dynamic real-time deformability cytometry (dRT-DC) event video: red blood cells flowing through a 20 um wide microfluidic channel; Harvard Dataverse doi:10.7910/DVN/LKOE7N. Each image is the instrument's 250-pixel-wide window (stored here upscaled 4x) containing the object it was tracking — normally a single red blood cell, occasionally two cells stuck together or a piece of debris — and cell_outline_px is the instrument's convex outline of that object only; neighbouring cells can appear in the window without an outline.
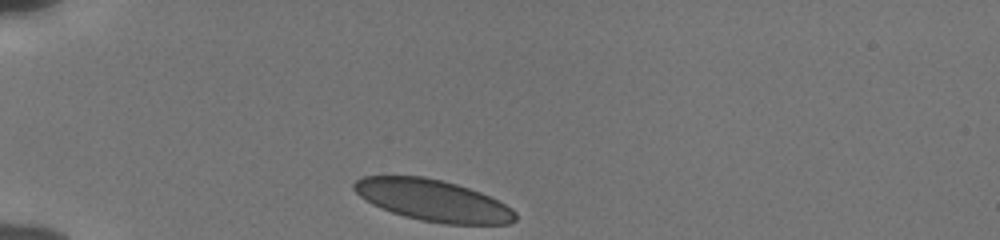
{"species": "human", "species_latin": "Homo sapiens", "temperature_condition": "cold", "stored_images_in_passage": 32, "camera_frame_rate_fps": 3000, "um_per_image_px": 0.085, "donor": {"sex": "male"}, "frame": {"image": 1, "passage_image": 1, "time_ms": 0.0, "image_size_px": [1000, 240], "cell_outline_px": [[516, 220], [508, 224], [444, 224], [420, 220], [404, 216], [380, 208], [372, 204], [360, 196], [352, 188], [352, 184], [356, 180], [364, 176], [424, 176], [444, 180], [480, 192], [512, 208], [516, 212]], "centroid_in_image_um": [36.79, 17.03], "position_along_channel_um": 48.2, "area_um2": 38.96}}
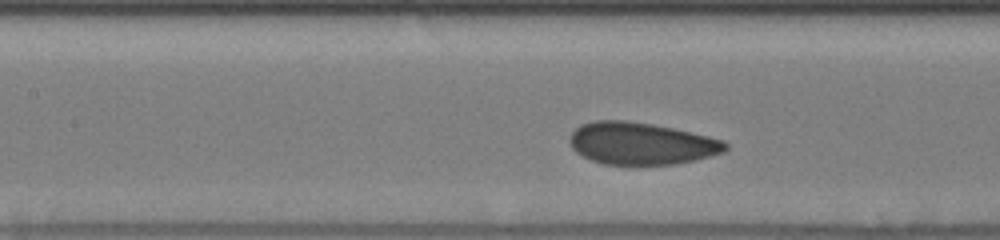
{"frame": {"image": 2, "passage_image": 12, "time_ms": 3.667, "image_size_px": [1000, 240], "cell_outline_px": [[728, 148], [724, 152], [676, 164], [636, 168], [604, 164], [592, 160], [576, 152], [572, 148], [568, 140], [568, 136], [580, 124], [596, 120], [624, 120], [652, 124], [672, 128], [708, 136], [724, 140], [728, 144]], "centroid_in_image_um": [54.47, 12.23], "position_along_channel_um": 152.9, "area_um2": 39.13}}
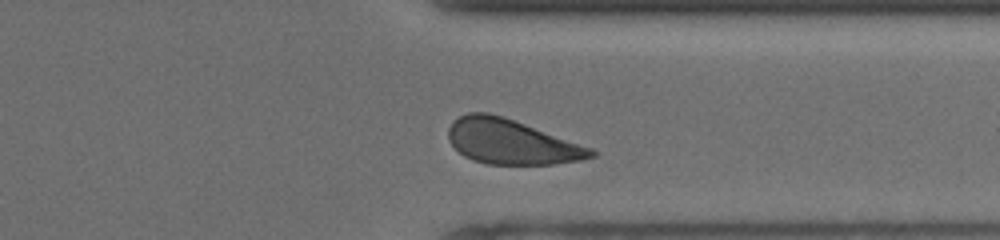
{"frame": {"image": 3, "passage_image": 29, "time_ms": 9.333, "image_size_px": [1000, 240], "cell_outline_px": [[596, 156], [580, 160], [552, 164], [488, 164], [472, 160], [464, 156], [448, 140], [448, 128], [452, 120], [468, 112], [488, 112], [504, 116], [592, 148], [596, 152]], "centroid_in_image_um": [43.43, 12.04], "position_along_channel_um": 368.0, "area_um2": 37.22}, "authors_computed_cell_mechanics": {"area_um2": 38.6682, "velocity_mm_per_s": 3.7922, "shape_relaxation_time_tau1_ms": 2.5938, "shape_relaxation_time_tau2_ms": null, "deformation_change_tau1": 0.0804, "deformation_change_tau2": null}}